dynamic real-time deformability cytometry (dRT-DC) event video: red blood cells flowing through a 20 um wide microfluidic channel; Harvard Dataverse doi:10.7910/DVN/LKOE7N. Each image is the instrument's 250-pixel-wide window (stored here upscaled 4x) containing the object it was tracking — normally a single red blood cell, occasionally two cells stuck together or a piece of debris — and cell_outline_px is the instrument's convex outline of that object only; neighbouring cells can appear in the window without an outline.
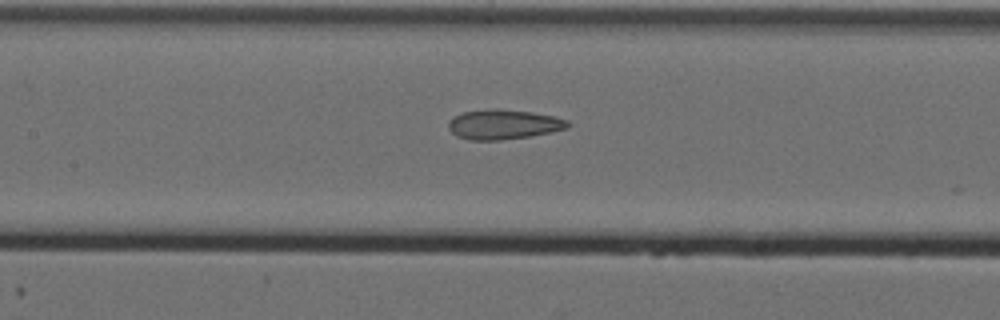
{"species": "Egyptian fruit bat (a non-hibernating species)", "species_latin": "Rousettus aegyptiacus", "temperature_condition": "cold", "stored_images_in_passage": 34, "camera_frame_rate_fps": 3000, "um_per_image_px": 0.085, "animal": {"sex": "female"}, "frame": {"image": 1, "passage_image": 33, "time_ms": 10.667, "image_size_px": [1000, 320], "cell_outline_px": [[568, 128], [552, 132], [528, 136], [500, 140], [468, 140], [456, 136], [448, 128], [448, 120], [452, 116], [464, 112], [488, 108], [496, 108], [532, 112], [552, 116], [568, 120]], "centroid_in_image_um": [42.74, 10.57], "position_along_channel_um": 164.7, "area_um2": 20.81}}